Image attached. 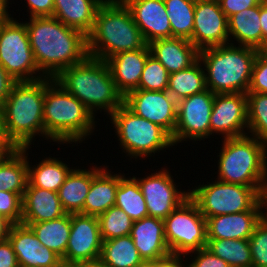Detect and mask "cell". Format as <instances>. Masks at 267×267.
<instances>
[{
    "label": "cell",
    "instance_id": "obj_1",
    "mask_svg": "<svg viewBox=\"0 0 267 267\" xmlns=\"http://www.w3.org/2000/svg\"><path fill=\"white\" fill-rule=\"evenodd\" d=\"M21 19L28 31L36 65L45 77L55 79L64 69L89 56L87 36L83 32L53 16Z\"/></svg>",
    "mask_w": 267,
    "mask_h": 267
},
{
    "label": "cell",
    "instance_id": "obj_2",
    "mask_svg": "<svg viewBox=\"0 0 267 267\" xmlns=\"http://www.w3.org/2000/svg\"><path fill=\"white\" fill-rule=\"evenodd\" d=\"M43 118L44 140L48 144L54 142L52 146L57 143L59 147L68 145L65 148L87 143L84 141L92 139L100 124H97L100 119L95 118L82 102L49 77H45Z\"/></svg>",
    "mask_w": 267,
    "mask_h": 267
},
{
    "label": "cell",
    "instance_id": "obj_3",
    "mask_svg": "<svg viewBox=\"0 0 267 267\" xmlns=\"http://www.w3.org/2000/svg\"><path fill=\"white\" fill-rule=\"evenodd\" d=\"M44 98L45 77L14 83L1 104L4 143L11 148H24L36 146L37 137L39 141L41 137L45 138Z\"/></svg>",
    "mask_w": 267,
    "mask_h": 267
},
{
    "label": "cell",
    "instance_id": "obj_4",
    "mask_svg": "<svg viewBox=\"0 0 267 267\" xmlns=\"http://www.w3.org/2000/svg\"><path fill=\"white\" fill-rule=\"evenodd\" d=\"M54 80L82 102L95 118L96 113L104 112L108 119L123 104L124 97L117 90L106 61L88 56L64 69Z\"/></svg>",
    "mask_w": 267,
    "mask_h": 267
},
{
    "label": "cell",
    "instance_id": "obj_5",
    "mask_svg": "<svg viewBox=\"0 0 267 267\" xmlns=\"http://www.w3.org/2000/svg\"><path fill=\"white\" fill-rule=\"evenodd\" d=\"M141 31L122 0H105L97 9L94 26L87 35L88 55L106 61L123 51L145 47Z\"/></svg>",
    "mask_w": 267,
    "mask_h": 267
},
{
    "label": "cell",
    "instance_id": "obj_6",
    "mask_svg": "<svg viewBox=\"0 0 267 267\" xmlns=\"http://www.w3.org/2000/svg\"><path fill=\"white\" fill-rule=\"evenodd\" d=\"M256 56L254 48L230 43L200 50L207 89L214 94H246Z\"/></svg>",
    "mask_w": 267,
    "mask_h": 267
},
{
    "label": "cell",
    "instance_id": "obj_7",
    "mask_svg": "<svg viewBox=\"0 0 267 267\" xmlns=\"http://www.w3.org/2000/svg\"><path fill=\"white\" fill-rule=\"evenodd\" d=\"M217 150L216 179L248 187H260L267 145L257 138L245 135L221 139ZM219 154V155H218Z\"/></svg>",
    "mask_w": 267,
    "mask_h": 267
},
{
    "label": "cell",
    "instance_id": "obj_8",
    "mask_svg": "<svg viewBox=\"0 0 267 267\" xmlns=\"http://www.w3.org/2000/svg\"><path fill=\"white\" fill-rule=\"evenodd\" d=\"M112 130L114 129L116 141L121 154L128 161L150 159L156 153L166 152L173 147L171 135L161 126L137 116L122 104L108 117ZM129 157V158H128ZM130 159V160H129ZM133 159V160H132Z\"/></svg>",
    "mask_w": 267,
    "mask_h": 267
},
{
    "label": "cell",
    "instance_id": "obj_9",
    "mask_svg": "<svg viewBox=\"0 0 267 267\" xmlns=\"http://www.w3.org/2000/svg\"><path fill=\"white\" fill-rule=\"evenodd\" d=\"M210 180L206 182L207 184L203 182L195 187L192 186L191 189L188 186L190 197L206 219L247 210H262L258 203L259 187L226 183L216 178Z\"/></svg>",
    "mask_w": 267,
    "mask_h": 267
},
{
    "label": "cell",
    "instance_id": "obj_10",
    "mask_svg": "<svg viewBox=\"0 0 267 267\" xmlns=\"http://www.w3.org/2000/svg\"><path fill=\"white\" fill-rule=\"evenodd\" d=\"M13 16L0 29V65L15 81L45 77L36 65L25 23Z\"/></svg>",
    "mask_w": 267,
    "mask_h": 267
},
{
    "label": "cell",
    "instance_id": "obj_11",
    "mask_svg": "<svg viewBox=\"0 0 267 267\" xmlns=\"http://www.w3.org/2000/svg\"><path fill=\"white\" fill-rule=\"evenodd\" d=\"M164 229L172 254L185 256L206 248V218L190 196L164 219Z\"/></svg>",
    "mask_w": 267,
    "mask_h": 267
},
{
    "label": "cell",
    "instance_id": "obj_12",
    "mask_svg": "<svg viewBox=\"0 0 267 267\" xmlns=\"http://www.w3.org/2000/svg\"><path fill=\"white\" fill-rule=\"evenodd\" d=\"M158 168L159 171L144 175L143 177H132L138 182L140 190L144 196L148 216L164 220L176 207L190 196L189 189H182V185L176 183V179L171 175L170 168ZM167 167V168H166ZM169 168V169H168ZM180 184V185H178ZM181 188H180V187Z\"/></svg>",
    "mask_w": 267,
    "mask_h": 267
},
{
    "label": "cell",
    "instance_id": "obj_13",
    "mask_svg": "<svg viewBox=\"0 0 267 267\" xmlns=\"http://www.w3.org/2000/svg\"><path fill=\"white\" fill-rule=\"evenodd\" d=\"M214 96L209 89L183 98L177 102V122L171 136L174 146L180 143L195 145L198 141L210 139V119ZM195 141V142H194Z\"/></svg>",
    "mask_w": 267,
    "mask_h": 267
},
{
    "label": "cell",
    "instance_id": "obj_14",
    "mask_svg": "<svg viewBox=\"0 0 267 267\" xmlns=\"http://www.w3.org/2000/svg\"><path fill=\"white\" fill-rule=\"evenodd\" d=\"M123 104L134 114L165 129L171 136L177 122V101L167 90L135 89L124 96Z\"/></svg>",
    "mask_w": 267,
    "mask_h": 267
},
{
    "label": "cell",
    "instance_id": "obj_15",
    "mask_svg": "<svg viewBox=\"0 0 267 267\" xmlns=\"http://www.w3.org/2000/svg\"><path fill=\"white\" fill-rule=\"evenodd\" d=\"M248 133V108L245 93L215 94L210 119V138L245 136Z\"/></svg>",
    "mask_w": 267,
    "mask_h": 267
},
{
    "label": "cell",
    "instance_id": "obj_16",
    "mask_svg": "<svg viewBox=\"0 0 267 267\" xmlns=\"http://www.w3.org/2000/svg\"><path fill=\"white\" fill-rule=\"evenodd\" d=\"M102 248L98 216L71 214V230L62 262L67 266L98 260Z\"/></svg>",
    "mask_w": 267,
    "mask_h": 267
},
{
    "label": "cell",
    "instance_id": "obj_17",
    "mask_svg": "<svg viewBox=\"0 0 267 267\" xmlns=\"http://www.w3.org/2000/svg\"><path fill=\"white\" fill-rule=\"evenodd\" d=\"M192 43L199 51L229 44L228 18L218 0H196Z\"/></svg>",
    "mask_w": 267,
    "mask_h": 267
},
{
    "label": "cell",
    "instance_id": "obj_18",
    "mask_svg": "<svg viewBox=\"0 0 267 267\" xmlns=\"http://www.w3.org/2000/svg\"><path fill=\"white\" fill-rule=\"evenodd\" d=\"M7 239L17 256L19 267H59L63 264L62 258L43 246L27 225L13 224Z\"/></svg>",
    "mask_w": 267,
    "mask_h": 267
},
{
    "label": "cell",
    "instance_id": "obj_19",
    "mask_svg": "<svg viewBox=\"0 0 267 267\" xmlns=\"http://www.w3.org/2000/svg\"><path fill=\"white\" fill-rule=\"evenodd\" d=\"M130 9L147 44L157 39L172 38L164 0H122Z\"/></svg>",
    "mask_w": 267,
    "mask_h": 267
},
{
    "label": "cell",
    "instance_id": "obj_20",
    "mask_svg": "<svg viewBox=\"0 0 267 267\" xmlns=\"http://www.w3.org/2000/svg\"><path fill=\"white\" fill-rule=\"evenodd\" d=\"M150 54L147 44L138 50L119 52L106 60L116 88L123 97L139 87L142 71Z\"/></svg>",
    "mask_w": 267,
    "mask_h": 267
},
{
    "label": "cell",
    "instance_id": "obj_21",
    "mask_svg": "<svg viewBox=\"0 0 267 267\" xmlns=\"http://www.w3.org/2000/svg\"><path fill=\"white\" fill-rule=\"evenodd\" d=\"M130 236L143 261L157 260L171 254L165 238L164 220L147 216L134 221Z\"/></svg>",
    "mask_w": 267,
    "mask_h": 267
},
{
    "label": "cell",
    "instance_id": "obj_22",
    "mask_svg": "<svg viewBox=\"0 0 267 267\" xmlns=\"http://www.w3.org/2000/svg\"><path fill=\"white\" fill-rule=\"evenodd\" d=\"M263 216L262 210H247L209 217L206 219L207 239L248 240Z\"/></svg>",
    "mask_w": 267,
    "mask_h": 267
},
{
    "label": "cell",
    "instance_id": "obj_23",
    "mask_svg": "<svg viewBox=\"0 0 267 267\" xmlns=\"http://www.w3.org/2000/svg\"><path fill=\"white\" fill-rule=\"evenodd\" d=\"M150 53L169 74L192 66L199 59V50L184 38L157 39L148 44Z\"/></svg>",
    "mask_w": 267,
    "mask_h": 267
},
{
    "label": "cell",
    "instance_id": "obj_24",
    "mask_svg": "<svg viewBox=\"0 0 267 267\" xmlns=\"http://www.w3.org/2000/svg\"><path fill=\"white\" fill-rule=\"evenodd\" d=\"M58 192L27 186L22 197L21 223H39L65 215Z\"/></svg>",
    "mask_w": 267,
    "mask_h": 267
},
{
    "label": "cell",
    "instance_id": "obj_25",
    "mask_svg": "<svg viewBox=\"0 0 267 267\" xmlns=\"http://www.w3.org/2000/svg\"><path fill=\"white\" fill-rule=\"evenodd\" d=\"M89 164H92V167L90 166L88 169L84 166L74 167L59 188L58 196L66 213L83 214V205L90 190L92 179L105 166L104 163L100 166L94 162Z\"/></svg>",
    "mask_w": 267,
    "mask_h": 267
},
{
    "label": "cell",
    "instance_id": "obj_26",
    "mask_svg": "<svg viewBox=\"0 0 267 267\" xmlns=\"http://www.w3.org/2000/svg\"><path fill=\"white\" fill-rule=\"evenodd\" d=\"M105 165L92 179L83 205V214L99 216L115 206L119 186V172L114 173Z\"/></svg>",
    "mask_w": 267,
    "mask_h": 267
},
{
    "label": "cell",
    "instance_id": "obj_27",
    "mask_svg": "<svg viewBox=\"0 0 267 267\" xmlns=\"http://www.w3.org/2000/svg\"><path fill=\"white\" fill-rule=\"evenodd\" d=\"M31 148H11L1 158L0 190L17 193L23 197L28 184V156L32 153Z\"/></svg>",
    "mask_w": 267,
    "mask_h": 267
},
{
    "label": "cell",
    "instance_id": "obj_28",
    "mask_svg": "<svg viewBox=\"0 0 267 267\" xmlns=\"http://www.w3.org/2000/svg\"><path fill=\"white\" fill-rule=\"evenodd\" d=\"M42 157L38 162H30L31 156L28 157V184L54 192H58L61 185L65 182L66 177L74 166H70L67 161H63L60 157L51 155ZM47 156V157H46ZM35 163V164H34ZM33 164V165H32Z\"/></svg>",
    "mask_w": 267,
    "mask_h": 267
},
{
    "label": "cell",
    "instance_id": "obj_29",
    "mask_svg": "<svg viewBox=\"0 0 267 267\" xmlns=\"http://www.w3.org/2000/svg\"><path fill=\"white\" fill-rule=\"evenodd\" d=\"M104 1L54 0L53 17L87 36L94 26L97 9Z\"/></svg>",
    "mask_w": 267,
    "mask_h": 267
},
{
    "label": "cell",
    "instance_id": "obj_30",
    "mask_svg": "<svg viewBox=\"0 0 267 267\" xmlns=\"http://www.w3.org/2000/svg\"><path fill=\"white\" fill-rule=\"evenodd\" d=\"M260 25V4L231 15L228 18L229 43L255 49L263 37Z\"/></svg>",
    "mask_w": 267,
    "mask_h": 267
},
{
    "label": "cell",
    "instance_id": "obj_31",
    "mask_svg": "<svg viewBox=\"0 0 267 267\" xmlns=\"http://www.w3.org/2000/svg\"><path fill=\"white\" fill-rule=\"evenodd\" d=\"M29 226L43 246L64 257L71 230V214L39 223H22Z\"/></svg>",
    "mask_w": 267,
    "mask_h": 267
},
{
    "label": "cell",
    "instance_id": "obj_32",
    "mask_svg": "<svg viewBox=\"0 0 267 267\" xmlns=\"http://www.w3.org/2000/svg\"><path fill=\"white\" fill-rule=\"evenodd\" d=\"M99 259L109 267H136L143 262L130 235L102 241Z\"/></svg>",
    "mask_w": 267,
    "mask_h": 267
},
{
    "label": "cell",
    "instance_id": "obj_33",
    "mask_svg": "<svg viewBox=\"0 0 267 267\" xmlns=\"http://www.w3.org/2000/svg\"><path fill=\"white\" fill-rule=\"evenodd\" d=\"M206 89L205 71L199 59L192 66L169 75L167 91L177 102Z\"/></svg>",
    "mask_w": 267,
    "mask_h": 267
},
{
    "label": "cell",
    "instance_id": "obj_34",
    "mask_svg": "<svg viewBox=\"0 0 267 267\" xmlns=\"http://www.w3.org/2000/svg\"><path fill=\"white\" fill-rule=\"evenodd\" d=\"M115 206L126 212L133 221L148 216L146 202L138 182L124 172H119Z\"/></svg>",
    "mask_w": 267,
    "mask_h": 267
},
{
    "label": "cell",
    "instance_id": "obj_35",
    "mask_svg": "<svg viewBox=\"0 0 267 267\" xmlns=\"http://www.w3.org/2000/svg\"><path fill=\"white\" fill-rule=\"evenodd\" d=\"M206 249L225 260L230 267H252L248 240L207 239Z\"/></svg>",
    "mask_w": 267,
    "mask_h": 267
},
{
    "label": "cell",
    "instance_id": "obj_36",
    "mask_svg": "<svg viewBox=\"0 0 267 267\" xmlns=\"http://www.w3.org/2000/svg\"><path fill=\"white\" fill-rule=\"evenodd\" d=\"M172 38H184L192 42L196 0H164Z\"/></svg>",
    "mask_w": 267,
    "mask_h": 267
},
{
    "label": "cell",
    "instance_id": "obj_37",
    "mask_svg": "<svg viewBox=\"0 0 267 267\" xmlns=\"http://www.w3.org/2000/svg\"><path fill=\"white\" fill-rule=\"evenodd\" d=\"M248 133L267 145V94L246 93Z\"/></svg>",
    "mask_w": 267,
    "mask_h": 267
},
{
    "label": "cell",
    "instance_id": "obj_38",
    "mask_svg": "<svg viewBox=\"0 0 267 267\" xmlns=\"http://www.w3.org/2000/svg\"><path fill=\"white\" fill-rule=\"evenodd\" d=\"M102 241L130 235L133 220L117 206H112L98 216Z\"/></svg>",
    "mask_w": 267,
    "mask_h": 267
},
{
    "label": "cell",
    "instance_id": "obj_39",
    "mask_svg": "<svg viewBox=\"0 0 267 267\" xmlns=\"http://www.w3.org/2000/svg\"><path fill=\"white\" fill-rule=\"evenodd\" d=\"M169 72L151 54L147 57L137 89L164 91L168 89Z\"/></svg>",
    "mask_w": 267,
    "mask_h": 267
},
{
    "label": "cell",
    "instance_id": "obj_40",
    "mask_svg": "<svg viewBox=\"0 0 267 267\" xmlns=\"http://www.w3.org/2000/svg\"><path fill=\"white\" fill-rule=\"evenodd\" d=\"M252 256V267H267V216L256 224L248 239Z\"/></svg>",
    "mask_w": 267,
    "mask_h": 267
},
{
    "label": "cell",
    "instance_id": "obj_41",
    "mask_svg": "<svg viewBox=\"0 0 267 267\" xmlns=\"http://www.w3.org/2000/svg\"><path fill=\"white\" fill-rule=\"evenodd\" d=\"M0 215L13 224H20L22 219V197L13 192L0 190Z\"/></svg>",
    "mask_w": 267,
    "mask_h": 267
},
{
    "label": "cell",
    "instance_id": "obj_42",
    "mask_svg": "<svg viewBox=\"0 0 267 267\" xmlns=\"http://www.w3.org/2000/svg\"><path fill=\"white\" fill-rule=\"evenodd\" d=\"M184 257L187 267H230L225 260L213 255L206 248L193 251Z\"/></svg>",
    "mask_w": 267,
    "mask_h": 267
},
{
    "label": "cell",
    "instance_id": "obj_43",
    "mask_svg": "<svg viewBox=\"0 0 267 267\" xmlns=\"http://www.w3.org/2000/svg\"><path fill=\"white\" fill-rule=\"evenodd\" d=\"M247 93L267 94V59L256 56Z\"/></svg>",
    "mask_w": 267,
    "mask_h": 267
},
{
    "label": "cell",
    "instance_id": "obj_44",
    "mask_svg": "<svg viewBox=\"0 0 267 267\" xmlns=\"http://www.w3.org/2000/svg\"><path fill=\"white\" fill-rule=\"evenodd\" d=\"M14 0H9V7L12 8V2ZM11 2V3H10ZM27 12V17H44V16H53L54 10V0H24ZM29 14V15H28Z\"/></svg>",
    "mask_w": 267,
    "mask_h": 267
},
{
    "label": "cell",
    "instance_id": "obj_45",
    "mask_svg": "<svg viewBox=\"0 0 267 267\" xmlns=\"http://www.w3.org/2000/svg\"><path fill=\"white\" fill-rule=\"evenodd\" d=\"M221 10L229 18L244 9L258 6L260 0H218Z\"/></svg>",
    "mask_w": 267,
    "mask_h": 267
},
{
    "label": "cell",
    "instance_id": "obj_46",
    "mask_svg": "<svg viewBox=\"0 0 267 267\" xmlns=\"http://www.w3.org/2000/svg\"><path fill=\"white\" fill-rule=\"evenodd\" d=\"M0 267H19L17 256L10 241H0Z\"/></svg>",
    "mask_w": 267,
    "mask_h": 267
},
{
    "label": "cell",
    "instance_id": "obj_47",
    "mask_svg": "<svg viewBox=\"0 0 267 267\" xmlns=\"http://www.w3.org/2000/svg\"><path fill=\"white\" fill-rule=\"evenodd\" d=\"M15 82L10 74L0 65V105L8 97Z\"/></svg>",
    "mask_w": 267,
    "mask_h": 267
},
{
    "label": "cell",
    "instance_id": "obj_48",
    "mask_svg": "<svg viewBox=\"0 0 267 267\" xmlns=\"http://www.w3.org/2000/svg\"><path fill=\"white\" fill-rule=\"evenodd\" d=\"M185 257L169 254L166 257L153 260V267H187Z\"/></svg>",
    "mask_w": 267,
    "mask_h": 267
},
{
    "label": "cell",
    "instance_id": "obj_49",
    "mask_svg": "<svg viewBox=\"0 0 267 267\" xmlns=\"http://www.w3.org/2000/svg\"><path fill=\"white\" fill-rule=\"evenodd\" d=\"M258 203L262 208L264 216H267V156L265 159L261 183L258 190Z\"/></svg>",
    "mask_w": 267,
    "mask_h": 267
},
{
    "label": "cell",
    "instance_id": "obj_50",
    "mask_svg": "<svg viewBox=\"0 0 267 267\" xmlns=\"http://www.w3.org/2000/svg\"><path fill=\"white\" fill-rule=\"evenodd\" d=\"M12 225L13 223L10 220L0 215V241L7 240Z\"/></svg>",
    "mask_w": 267,
    "mask_h": 267
},
{
    "label": "cell",
    "instance_id": "obj_51",
    "mask_svg": "<svg viewBox=\"0 0 267 267\" xmlns=\"http://www.w3.org/2000/svg\"><path fill=\"white\" fill-rule=\"evenodd\" d=\"M260 24L263 37H267V3H260Z\"/></svg>",
    "mask_w": 267,
    "mask_h": 267
},
{
    "label": "cell",
    "instance_id": "obj_52",
    "mask_svg": "<svg viewBox=\"0 0 267 267\" xmlns=\"http://www.w3.org/2000/svg\"><path fill=\"white\" fill-rule=\"evenodd\" d=\"M68 267H109L104 264L100 259L82 263L71 264Z\"/></svg>",
    "mask_w": 267,
    "mask_h": 267
},
{
    "label": "cell",
    "instance_id": "obj_53",
    "mask_svg": "<svg viewBox=\"0 0 267 267\" xmlns=\"http://www.w3.org/2000/svg\"><path fill=\"white\" fill-rule=\"evenodd\" d=\"M256 55L267 59V37H262L260 44L255 48Z\"/></svg>",
    "mask_w": 267,
    "mask_h": 267
},
{
    "label": "cell",
    "instance_id": "obj_54",
    "mask_svg": "<svg viewBox=\"0 0 267 267\" xmlns=\"http://www.w3.org/2000/svg\"><path fill=\"white\" fill-rule=\"evenodd\" d=\"M0 13H10L9 0H0Z\"/></svg>",
    "mask_w": 267,
    "mask_h": 267
},
{
    "label": "cell",
    "instance_id": "obj_55",
    "mask_svg": "<svg viewBox=\"0 0 267 267\" xmlns=\"http://www.w3.org/2000/svg\"><path fill=\"white\" fill-rule=\"evenodd\" d=\"M11 149V147L4 142H0V160Z\"/></svg>",
    "mask_w": 267,
    "mask_h": 267
},
{
    "label": "cell",
    "instance_id": "obj_56",
    "mask_svg": "<svg viewBox=\"0 0 267 267\" xmlns=\"http://www.w3.org/2000/svg\"><path fill=\"white\" fill-rule=\"evenodd\" d=\"M11 15V13H0V29Z\"/></svg>",
    "mask_w": 267,
    "mask_h": 267
},
{
    "label": "cell",
    "instance_id": "obj_57",
    "mask_svg": "<svg viewBox=\"0 0 267 267\" xmlns=\"http://www.w3.org/2000/svg\"><path fill=\"white\" fill-rule=\"evenodd\" d=\"M136 267H153V260L143 261L140 265H137Z\"/></svg>",
    "mask_w": 267,
    "mask_h": 267
},
{
    "label": "cell",
    "instance_id": "obj_58",
    "mask_svg": "<svg viewBox=\"0 0 267 267\" xmlns=\"http://www.w3.org/2000/svg\"><path fill=\"white\" fill-rule=\"evenodd\" d=\"M0 142H3L1 107H0Z\"/></svg>",
    "mask_w": 267,
    "mask_h": 267
},
{
    "label": "cell",
    "instance_id": "obj_59",
    "mask_svg": "<svg viewBox=\"0 0 267 267\" xmlns=\"http://www.w3.org/2000/svg\"><path fill=\"white\" fill-rule=\"evenodd\" d=\"M59 267H68L66 264H62L61 266H59Z\"/></svg>",
    "mask_w": 267,
    "mask_h": 267
},
{
    "label": "cell",
    "instance_id": "obj_60",
    "mask_svg": "<svg viewBox=\"0 0 267 267\" xmlns=\"http://www.w3.org/2000/svg\"><path fill=\"white\" fill-rule=\"evenodd\" d=\"M261 3H267V0H260Z\"/></svg>",
    "mask_w": 267,
    "mask_h": 267
}]
</instances>
